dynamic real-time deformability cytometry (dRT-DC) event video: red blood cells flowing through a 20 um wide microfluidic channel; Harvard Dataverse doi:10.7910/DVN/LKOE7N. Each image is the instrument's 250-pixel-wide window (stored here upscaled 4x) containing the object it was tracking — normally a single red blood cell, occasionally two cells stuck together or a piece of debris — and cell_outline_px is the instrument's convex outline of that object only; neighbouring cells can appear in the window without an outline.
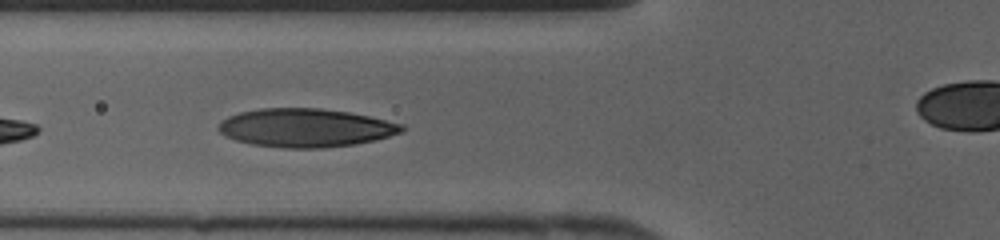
{"species": "human", "species_latin": "Homo sapiens", "temperature_condition": "cold", "stored_images_in_passage": 25, "camera_frame_rate_fps": 3000, "um_per_image_px": 0.085, "donor": {"sex": "female"}, "frame": {"image": 1, "passage_image": 3, "time_ms": 0.667, "image_size_px": [1000, 240], "cell_outline_px": [[404, 132], [376, 140], [356, 144], [320, 148], [284, 148], [252, 144], [236, 140], [224, 136], [216, 128], [220, 120], [228, 116], [240, 112], [260, 108], [320, 108], [348, 112], [368, 116], [404, 124]], "centroid_in_image_um": [25.96, 10.86], "position_along_channel_um": 99.8, "area_um2": 41.33}}
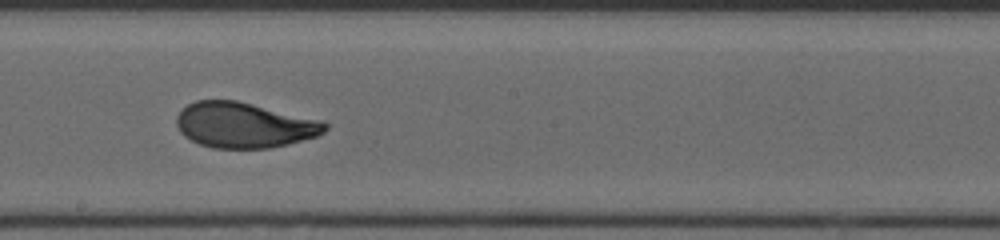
{"frame": {"image": 2, "passage_image": 11, "time_ms": 3.333, "image_size_px": [1000, 240], "cell_outline_px": [[328, 128], [324, 132], [316, 136], [288, 144], [268, 148], [212, 148], [200, 144], [184, 136], [180, 132], [176, 124], [176, 116], [188, 104], [196, 100], [236, 100], [324, 120], [328, 124]], "centroid_in_image_um": [20.77, 10.63], "position_along_channel_um": 227.4, "area_um2": 39.42}}
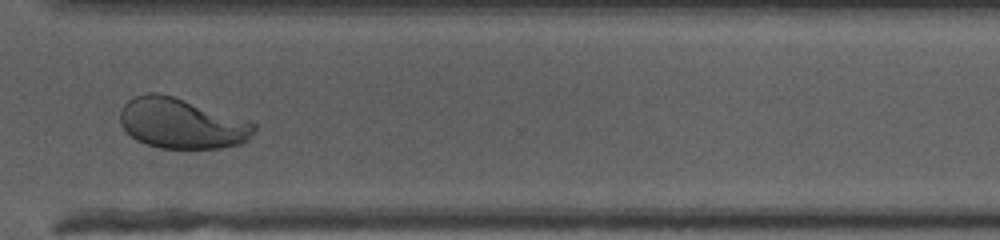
{"frame": {"image": 3, "passage_image": 19, "time_ms": 6.0, "image_size_px": [1000, 240], "cell_outline_px": [[256, 128], [248, 140], [240, 144], [220, 148], [160, 148], [144, 144], [136, 140], [120, 124], [120, 108], [128, 100], [136, 96], [148, 92], [156, 92], [172, 96], [248, 120], [256, 124]], "centroid_in_image_um": [15.42, 10.5], "position_along_channel_um": 355.2, "area_um2": 39.19}}